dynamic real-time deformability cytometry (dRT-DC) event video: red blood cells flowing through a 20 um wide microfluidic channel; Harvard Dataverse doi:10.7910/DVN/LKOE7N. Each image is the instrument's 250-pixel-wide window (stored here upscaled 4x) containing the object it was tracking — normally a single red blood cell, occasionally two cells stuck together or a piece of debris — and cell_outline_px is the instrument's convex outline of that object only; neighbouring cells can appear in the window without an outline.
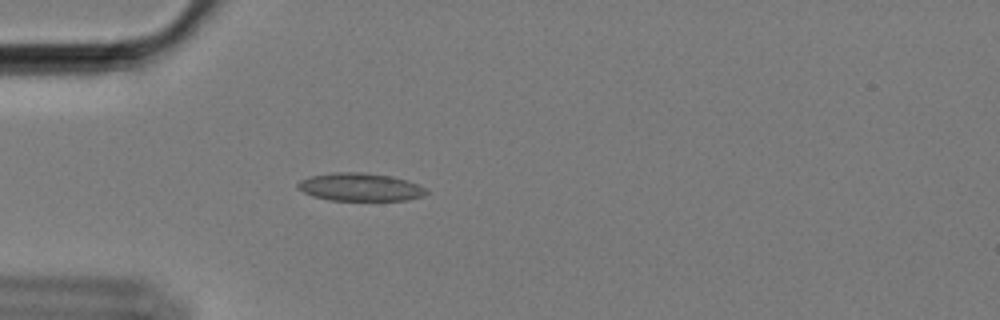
{"species": "Egyptian fruit bat (a non-hibernating species)", "species_latin": "Rousettus aegyptiacus", "temperature_condition": "cold", "stored_images_in_passage": 57, "camera_frame_rate_fps": 3000, "um_per_image_px": 0.085, "animal": {"sex": "female"}, "frame": {"image": 1, "passage_image": 16, "time_ms": 5.0, "image_size_px": [1000, 320], "cell_outline_px": [[428, 192], [424, 196], [408, 200], [328, 200], [312, 196], [296, 188], [296, 184], [300, 180], [312, 176], [336, 172], [360, 172], [392, 176], [416, 184], [424, 188]], "centroid_in_image_um": [30.58, 15.91], "position_along_channel_um": 54.4, "area_um2": 20.81}}
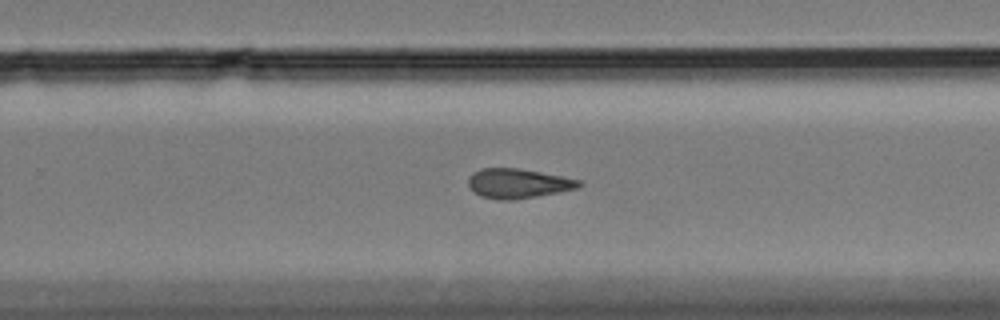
{"frame": {"image": 2, "passage_image": 37, "time_ms": 12.0, "image_size_px": [1000, 320], "cell_outline_px": [[584, 184], [576, 188], [536, 196], [512, 200], [496, 200], [480, 196], [468, 184], [468, 180], [472, 172], [480, 168], [516, 168], [540, 172], [580, 180]], "centroid_in_image_um": [44.0, 15.59], "position_along_channel_um": 285.8, "area_um2": 18.84}}
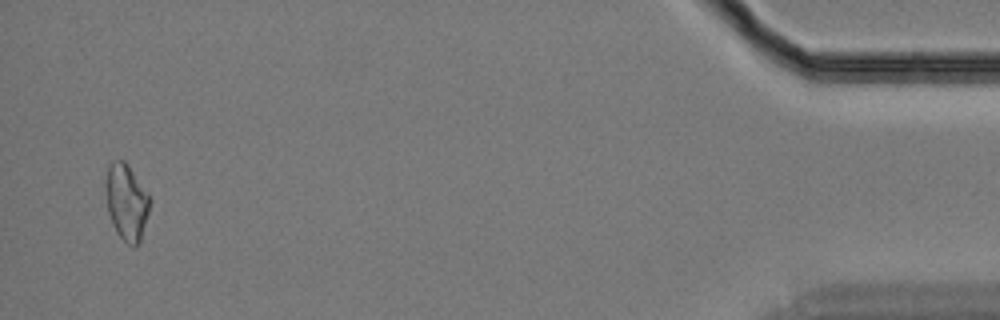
{"frame": {"image": 3, "passage_image": 56, "time_ms": 18.333, "image_size_px": [1000, 320], "cell_outline_px": [[152, 200], [140, 244], [136, 248], [132, 248], [116, 232], [112, 224], [108, 212], [108, 164], [112, 160], [124, 160], [128, 164], [148, 192]], "centroid_in_image_um": [10.82, 17.22], "position_along_channel_um": 424.4, "area_um2": 19.54}, "authors_computed_cell_mechanics": {"area_um2": 19.5942, "velocity_mm_per_s": 3.4236, "shape_relaxation_time_tau1_ms": null, "shape_relaxation_time_tau2_ms": 3.9813, "deformation_change_tau1": null, "deformation_change_tau2": 0.1073}}